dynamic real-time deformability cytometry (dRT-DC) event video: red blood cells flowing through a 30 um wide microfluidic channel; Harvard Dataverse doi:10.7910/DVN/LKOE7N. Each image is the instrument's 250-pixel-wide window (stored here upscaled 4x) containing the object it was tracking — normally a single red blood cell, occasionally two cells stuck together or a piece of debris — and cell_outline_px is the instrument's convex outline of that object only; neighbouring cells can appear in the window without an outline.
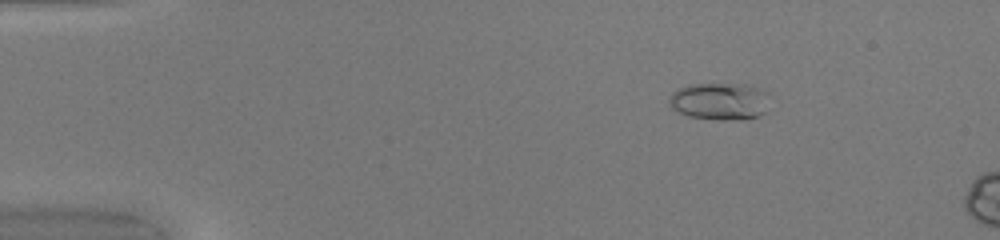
{"species": "common noctule bat (a hibernating species)", "species_latin": "Nyctalus noctula", "temperature_condition": "warm", "stored_images_in_passage": 5, "camera_frame_rate_fps": 3000, "um_per_image_px": 0.085, "animal": {"sex": "female", "body_mass_g": 20.0, "forearm_length_mm": 54.0}, "frame": {"image": 1, "passage_image": 1, "time_ms": 0.0, "image_size_px": [1000, 240], "cell_outline_px": [[768, 112], [756, 116], [740, 120], [720, 120], [688, 116], [672, 108], [668, 104], [668, 100], [672, 92], [688, 84], [748, 84], [760, 88], [768, 92]], "centroid_in_image_um": [61.21, 8.6], "position_along_channel_um": 23.8, "area_um2": 22.14}}